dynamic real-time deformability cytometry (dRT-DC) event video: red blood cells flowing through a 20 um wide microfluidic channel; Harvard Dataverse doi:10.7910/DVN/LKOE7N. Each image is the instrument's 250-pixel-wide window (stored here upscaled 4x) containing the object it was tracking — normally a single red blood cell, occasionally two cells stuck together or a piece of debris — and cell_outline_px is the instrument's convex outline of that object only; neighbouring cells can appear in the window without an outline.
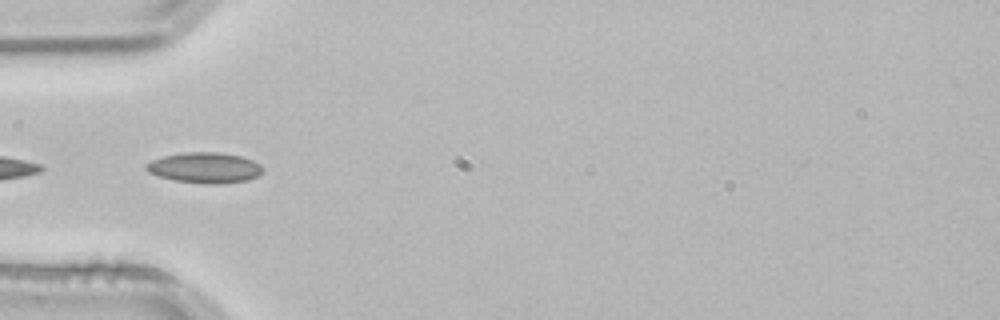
{"species": "common noctule bat (a hibernating species)", "species_latin": "Nyctalus noctula", "temperature_condition": "room temperature", "stored_images_in_passage": 7, "camera_frame_rate_fps": 3000, "um_per_image_px": 0.085, "animal": {"sex": "male", "body_mass_g": 21.5, "forearm_length_mm": 52.0}, "frame": {"image": 1, "passage_image": 3, "time_ms": 0.667, "image_size_px": [1000, 320], "cell_outline_px": [[260, 172], [256, 176], [248, 180], [220, 184], [204, 184], [176, 180], [160, 176], [148, 172], [144, 168], [152, 160], [164, 156], [184, 152], [216, 152], [240, 156], [252, 160], [260, 164]], "centroid_in_image_um": [17.39, 14.26], "position_along_channel_um": 67.6, "area_um2": 20.46}}